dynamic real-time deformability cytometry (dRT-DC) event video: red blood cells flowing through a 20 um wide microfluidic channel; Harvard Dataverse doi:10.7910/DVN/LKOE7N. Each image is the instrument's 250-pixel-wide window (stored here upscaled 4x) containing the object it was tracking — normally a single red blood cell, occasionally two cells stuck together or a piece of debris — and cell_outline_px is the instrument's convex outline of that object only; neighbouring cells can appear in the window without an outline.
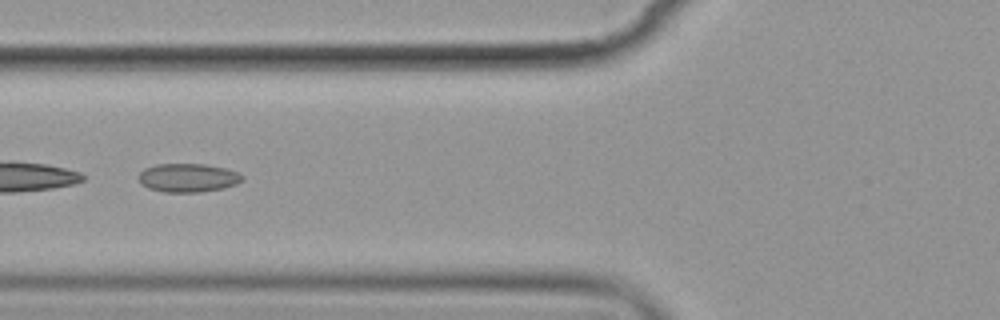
{"species": "common noctule bat (a hibernating species)", "species_latin": "Nyctalus noctula", "temperature_condition": "cold", "stored_images_in_passage": 7, "segment_of_instrument_passage": [2, 2], "camera_frame_rate_fps": 3000, "um_per_image_px": 0.085, "animal": {"sex": "female", "body_mass_g": 19.9}, "frame": {"image": 1, "passage_image": 7, "time_ms": 7.333, "image_size_px": [1000, 320], "cell_outline_px": [[244, 180], [236, 184], [224, 188], [200, 192], [164, 192], [148, 188], [140, 184], [140, 172], [144, 168], [156, 164], [204, 164], [224, 168], [236, 172], [244, 176]], "centroid_in_image_um": [15.98, 15.11], "position_along_channel_um": 109.8, "area_um2": 17.28}}